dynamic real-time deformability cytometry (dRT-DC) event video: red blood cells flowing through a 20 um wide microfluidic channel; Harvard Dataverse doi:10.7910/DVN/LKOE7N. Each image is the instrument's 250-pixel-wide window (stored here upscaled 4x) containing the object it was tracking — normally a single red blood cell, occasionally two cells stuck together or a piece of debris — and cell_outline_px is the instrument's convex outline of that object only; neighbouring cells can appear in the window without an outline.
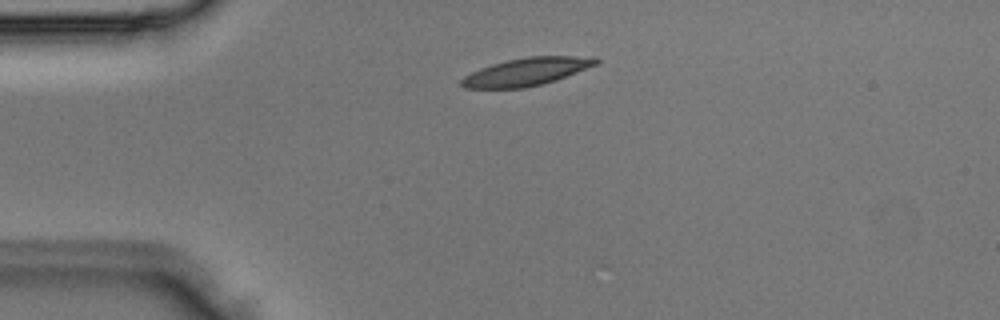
{"species": "Egyptian fruit bat (a non-hibernating species)", "species_latin": "Rousettus aegyptiacus", "temperature_condition": "room temperature", "stored_images_in_passage": 2, "camera_frame_rate_fps": 3000, "um_per_image_px": 0.085, "animal": {"sex": "male"}, "frame": {"image": 1, "passage_image": 1, "time_ms": 0.0, "image_size_px": [1000, 320], "cell_outline_px": [[600, 60], [596, 64], [556, 80], [524, 88], [464, 88], [460, 84], [460, 80], [464, 76], [480, 68], [492, 64], [508, 60], [528, 56], [596, 56]], "centroid_in_image_um": [44.75, 6.09], "position_along_channel_um": 40.3, "area_um2": 21.62}}